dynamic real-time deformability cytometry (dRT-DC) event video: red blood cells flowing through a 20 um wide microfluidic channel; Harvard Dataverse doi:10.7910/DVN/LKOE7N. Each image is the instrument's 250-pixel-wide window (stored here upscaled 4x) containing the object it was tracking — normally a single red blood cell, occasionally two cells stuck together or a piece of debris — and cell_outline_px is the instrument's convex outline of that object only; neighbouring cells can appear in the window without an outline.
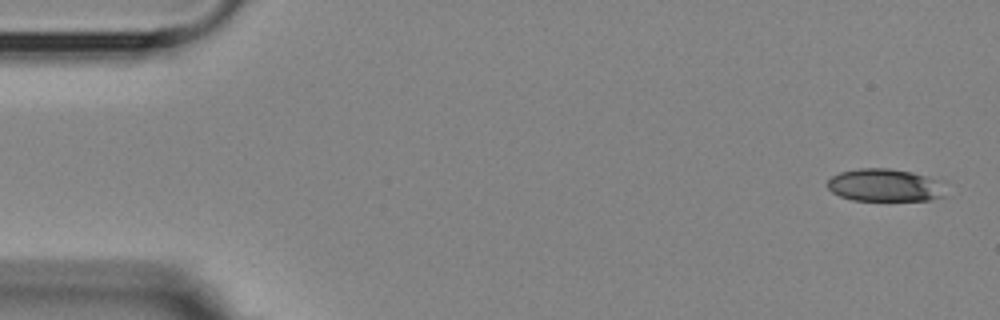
{"species": "Egyptian fruit bat (a non-hibernating species)", "species_latin": "Rousettus aegyptiacus", "temperature_condition": "room temperature", "stored_images_in_passage": 5, "camera_frame_rate_fps": 3000, "um_per_image_px": 0.085, "animal": {"sex": "female"}, "frame": {"image": 1, "passage_image": 1, "time_ms": 0.0, "image_size_px": [1000, 320], "cell_outline_px": [[944, 196], [928, 200], [852, 200], [840, 196], [832, 192], [828, 188], [828, 180], [832, 176], [840, 172], [860, 168], [888, 168], [912, 172], [944, 180]], "centroid_in_image_um": [75.25, 15.73], "position_along_channel_um": 9.7, "area_um2": 22.66}}
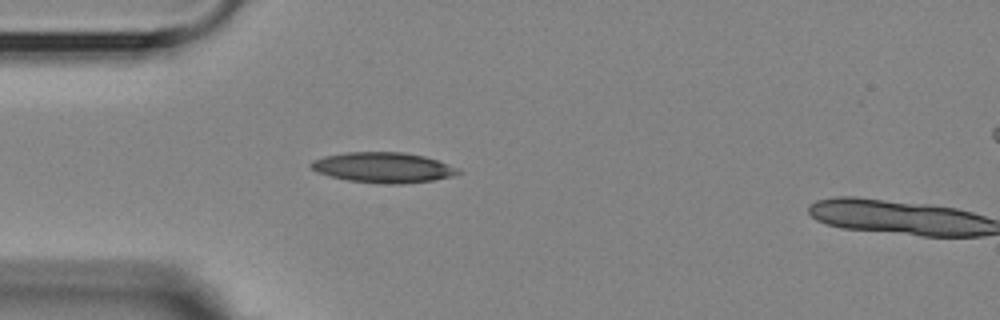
{"frame": {"image": 2, "passage_image": 4, "time_ms": 4.333, "image_size_px": [1000, 320], "cell_outline_px": [[460, 172], [452, 176], [432, 180], [400, 184], [388, 184], [348, 180], [316, 172], [308, 164], [312, 160], [324, 156], [344, 152], [404, 152], [424, 156], [436, 160], [456, 168]], "centroid_in_image_um": [32.51, 14.23], "position_along_channel_um": 52.5, "area_um2": 25.72}}